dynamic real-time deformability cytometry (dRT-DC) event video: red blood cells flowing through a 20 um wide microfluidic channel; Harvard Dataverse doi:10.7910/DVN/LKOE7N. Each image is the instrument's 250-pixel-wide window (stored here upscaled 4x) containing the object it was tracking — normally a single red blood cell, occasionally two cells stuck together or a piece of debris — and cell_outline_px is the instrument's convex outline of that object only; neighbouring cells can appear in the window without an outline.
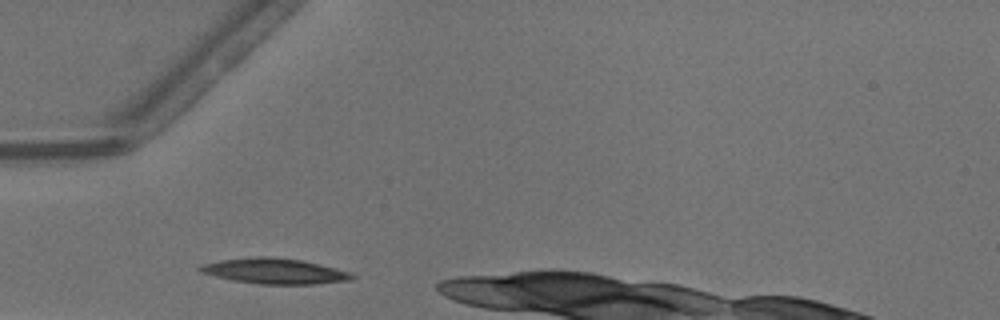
{"species": "common noctule bat (a hibernating species)", "species_latin": "Nyctalus noctula", "temperature_condition": "warm", "stored_images_in_passage": 7, "camera_frame_rate_fps": 3000, "um_per_image_px": 0.085, "animal": {"sex": "male", "body_mass_g": 13.3}, "frame": {"image": 1, "passage_image": 1, "time_ms": 0.0, "image_size_px": [1000, 320], "cell_outline_px": [[356, 276], [352, 280], [316, 284], [260, 284], [232, 280], [200, 272], [196, 268], [200, 264], [220, 260], [252, 256], [272, 256], [300, 260], [320, 264], [352, 272]], "centroid_in_image_um": [23.34, 23.03], "position_along_channel_um": 61.7, "area_um2": 22.83}}
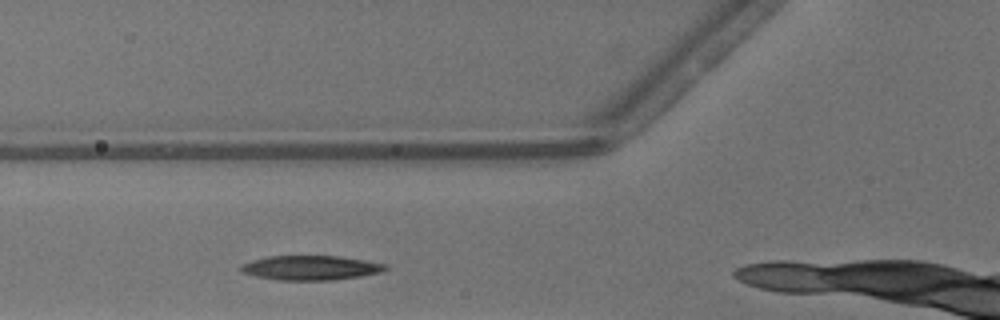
{"frame": {"image": 2, "passage_image": 4, "time_ms": 1.0, "image_size_px": [1000, 320], "cell_outline_px": [[388, 268], [384, 272], [360, 276], [332, 280], [276, 280], [256, 276], [240, 272], [236, 268], [240, 264], [252, 260], [268, 256], [340, 256], [364, 260], [384, 264]], "centroid_in_image_um": [26.34, 22.76], "position_along_channel_um": 99.5, "area_um2": 20.81}}